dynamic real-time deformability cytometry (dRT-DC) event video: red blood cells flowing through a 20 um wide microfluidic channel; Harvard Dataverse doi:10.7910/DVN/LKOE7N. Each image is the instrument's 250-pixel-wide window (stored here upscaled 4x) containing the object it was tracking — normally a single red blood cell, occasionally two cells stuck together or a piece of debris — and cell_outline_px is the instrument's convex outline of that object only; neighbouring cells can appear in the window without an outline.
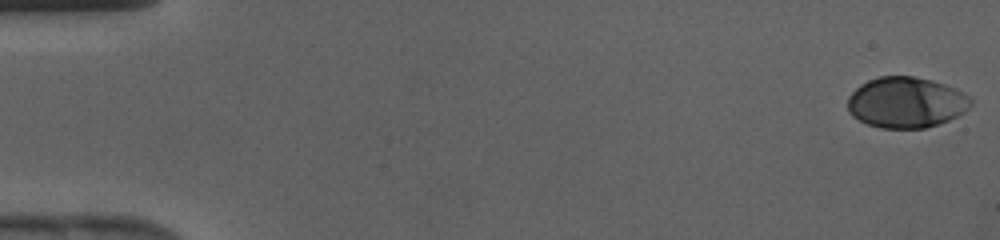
{"species": "human", "species_latin": "Homo sapiens", "temperature_condition": "cold", "stored_images_in_passage": 12, "camera_frame_rate_fps": 3000, "um_per_image_px": 0.085, "donor": {"sex": "female"}, "frame": {"image": 1, "passage_image": 1, "time_ms": 0.0, "image_size_px": [1000, 240], "cell_outline_px": [[972, 104], [964, 112], [948, 120], [924, 128], [880, 128], [868, 124], [852, 116], [848, 112], [848, 96], [860, 84], [868, 80], [880, 76], [916, 76], [932, 80], [944, 84], [968, 96], [972, 100]], "centroid_in_image_um": [76.98, 8.7], "position_along_channel_um": 8.0, "area_um2": 36.3}}